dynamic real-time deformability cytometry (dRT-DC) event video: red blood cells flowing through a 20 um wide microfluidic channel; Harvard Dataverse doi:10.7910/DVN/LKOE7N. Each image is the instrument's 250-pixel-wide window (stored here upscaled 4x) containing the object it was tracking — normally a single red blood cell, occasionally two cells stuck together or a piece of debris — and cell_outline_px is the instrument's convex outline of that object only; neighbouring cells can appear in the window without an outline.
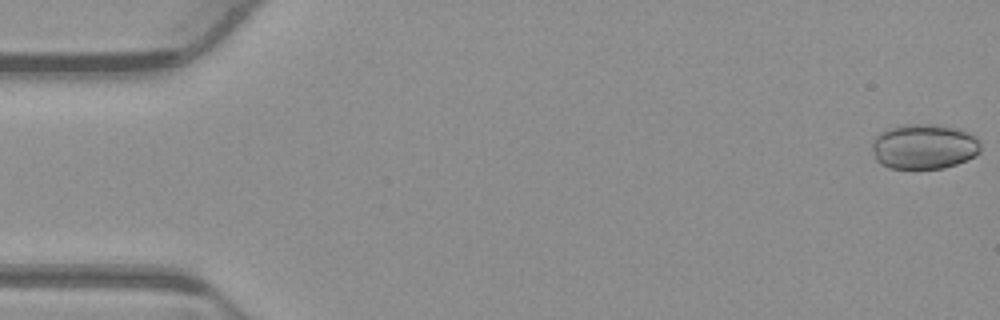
{"species": "common noctule bat (a hibernating species)", "species_latin": "Nyctalus noctula", "temperature_condition": "warm", "stored_images_in_passage": 53, "camera_frame_rate_fps": 3000, "um_per_image_px": 0.085, "animal": {"sex": "male", "body_mass_g": 23.1, "forearm_length_mm": 52.7}, "frame": {"image": 1, "passage_image": 1, "time_ms": 0.0, "image_size_px": [1000, 320], "cell_outline_px": [[980, 152], [976, 156], [956, 164], [944, 168], [888, 168], [880, 164], [876, 160], [872, 148], [872, 140], [880, 132], [888, 128], [904, 124], [932, 124], [956, 128], [968, 132], [980, 144]], "centroid_in_image_um": [78.51, 12.46], "position_along_channel_um": 6.5, "area_um2": 28.55}}
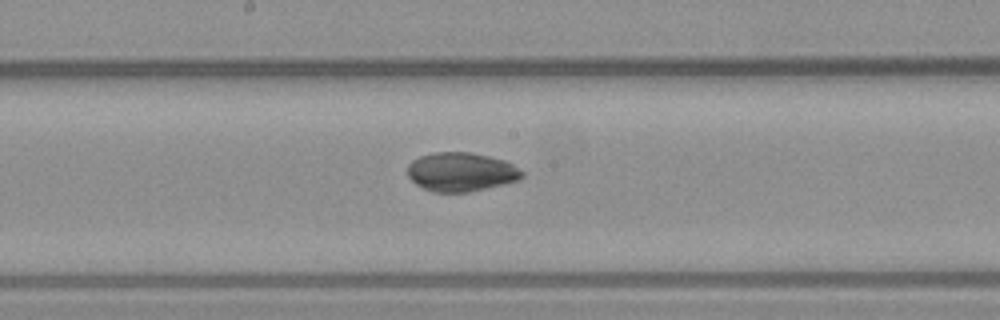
{"frame": {"image": 2, "passage_image": 28, "time_ms": 9.0, "image_size_px": [1000, 320], "cell_outline_px": [[524, 176], [520, 180], [504, 184], [468, 192], [432, 192], [416, 184], [408, 176], [408, 164], [412, 160], [420, 156], [436, 152], [468, 152], [488, 156], [504, 160], [512, 164], [524, 172]], "centroid_in_image_um": [39.2, 14.62], "position_along_channel_um": 209.0, "area_um2": 25.95}}
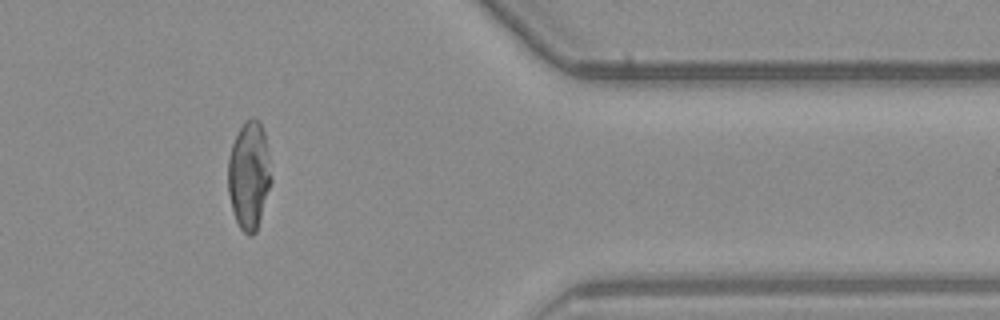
{"frame": {"image": 3, "passage_image": 44, "time_ms": 14.333, "image_size_px": [1000, 320], "cell_outline_px": [[272, 180], [260, 220], [256, 232], [252, 236], [248, 236], [240, 228], [232, 212], [228, 192], [228, 156], [232, 144], [244, 120], [252, 116], [260, 124], [264, 132], [268, 152]], "centroid_in_image_um": [21.16, 14.92], "position_along_channel_um": 390.2, "area_um2": 27.28}, "authors_computed_cell_mechanics": {"area_um2": 27.3394, "velocity_mm_per_s": 3.8732, "shape_relaxation_time_tau1_ms": null, "shape_relaxation_time_tau2_ms": 0.8976, "deformation_change_tau1": null, "deformation_change_tau2": 0.0323}}